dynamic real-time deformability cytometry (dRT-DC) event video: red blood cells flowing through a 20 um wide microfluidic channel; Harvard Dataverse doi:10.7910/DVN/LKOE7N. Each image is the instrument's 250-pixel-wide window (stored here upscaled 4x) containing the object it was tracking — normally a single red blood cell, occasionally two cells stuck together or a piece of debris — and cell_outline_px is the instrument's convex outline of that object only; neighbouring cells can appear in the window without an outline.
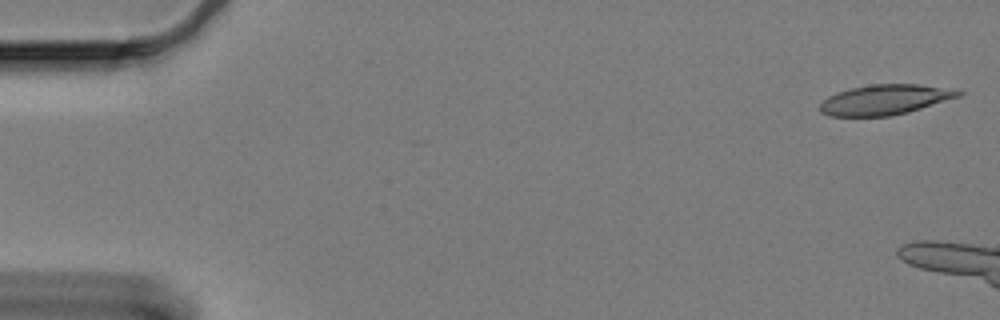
{"species": "Egyptian fruit bat (a non-hibernating species)", "species_latin": "Rousettus aegyptiacus", "temperature_condition": "cold", "stored_images_in_passage": 11, "camera_frame_rate_fps": 3000, "um_per_image_px": 0.085, "animal": {"sex": "female"}, "frame": {"image": 1, "passage_image": 1, "time_ms": 0.0, "image_size_px": [1000, 320], "cell_outline_px": [[964, 92], [960, 96], [908, 112], [888, 116], [832, 116], [820, 112], [820, 104], [828, 96], [836, 92], [852, 88], [872, 84], [920, 84]], "centroid_in_image_um": [75.17, 8.47], "position_along_channel_um": 9.8, "area_um2": 23.93}}